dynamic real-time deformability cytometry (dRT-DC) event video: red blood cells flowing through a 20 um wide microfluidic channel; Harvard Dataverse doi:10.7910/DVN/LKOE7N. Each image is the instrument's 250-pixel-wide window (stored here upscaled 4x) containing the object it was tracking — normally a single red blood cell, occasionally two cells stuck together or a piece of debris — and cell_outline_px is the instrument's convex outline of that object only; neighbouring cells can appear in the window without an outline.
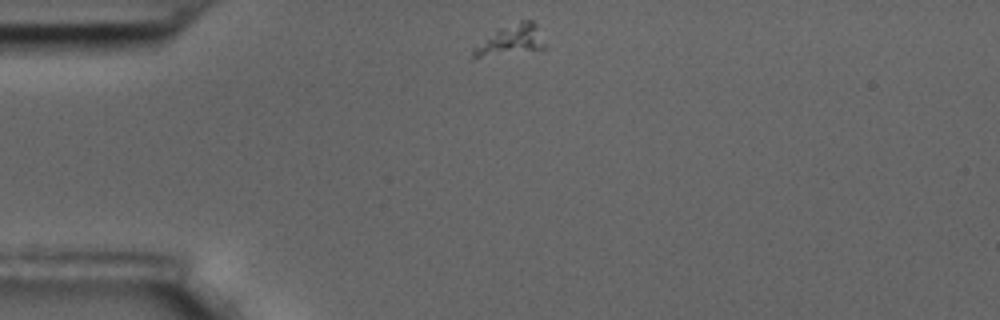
{"species": "common noctule bat (a hibernating species)", "species_latin": "Nyctalus noctula", "temperature_condition": "room temperature", "stored_images_in_passage": 47, "camera_frame_rate_fps": 3000, "um_per_image_px": 0.085, "animal": {"sex": "male", "body_mass_g": 17.5, "forearm_length_mm": 52.3}, "frame": {"image": 1, "passage_image": 1, "time_ms": 0.0, "image_size_px": [1000, 320], "cell_outline_px": [[544, 48], [480, 56], [472, 56], [472, 48], [496, 28], [520, 20], [532, 20], [536, 24], [544, 44]], "centroid_in_image_um": [43.38, 3.34], "position_along_channel_um": 41.6, "area_um2": 12.2}}
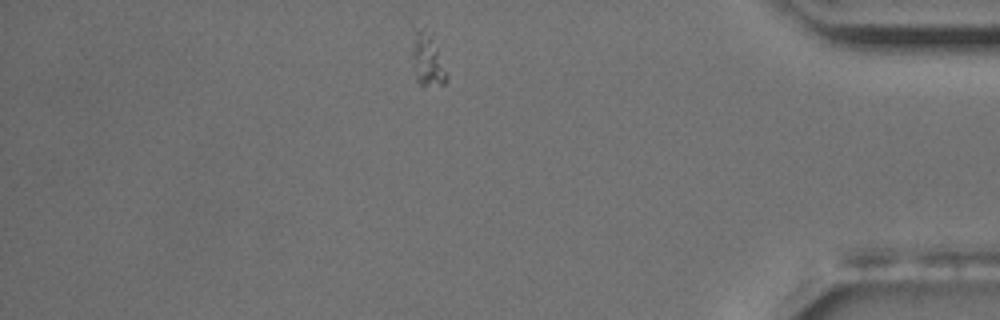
{"frame": {"image": 2, "passage_image": 39, "time_ms": 12.667, "image_size_px": [1000, 320], "cell_outline_px": [[448, 80], [444, 84], [420, 84], [416, 80], [412, 56], [412, 24], [424, 24], [432, 36], [448, 72]], "centroid_in_image_um": [36.3, 4.91], "position_along_channel_um": 398.9, "area_um2": 11.21}}
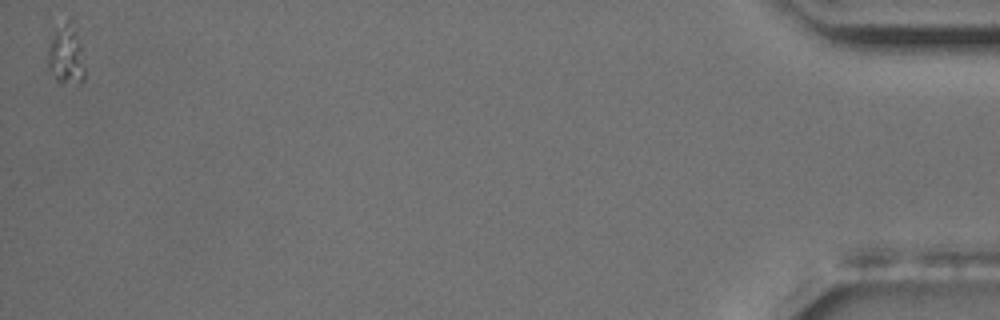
{"frame": {"image": 3, "passage_image": 47, "time_ms": 15.333, "image_size_px": [1000, 320], "cell_outline_px": [[84, 80], [80, 84], [56, 80], [48, 68], [48, 16], [68, 20], [80, 44], [84, 68]], "centroid_in_image_um": [5.47, 4.43], "position_along_channel_um": 429.7, "area_um2": 13.87}}